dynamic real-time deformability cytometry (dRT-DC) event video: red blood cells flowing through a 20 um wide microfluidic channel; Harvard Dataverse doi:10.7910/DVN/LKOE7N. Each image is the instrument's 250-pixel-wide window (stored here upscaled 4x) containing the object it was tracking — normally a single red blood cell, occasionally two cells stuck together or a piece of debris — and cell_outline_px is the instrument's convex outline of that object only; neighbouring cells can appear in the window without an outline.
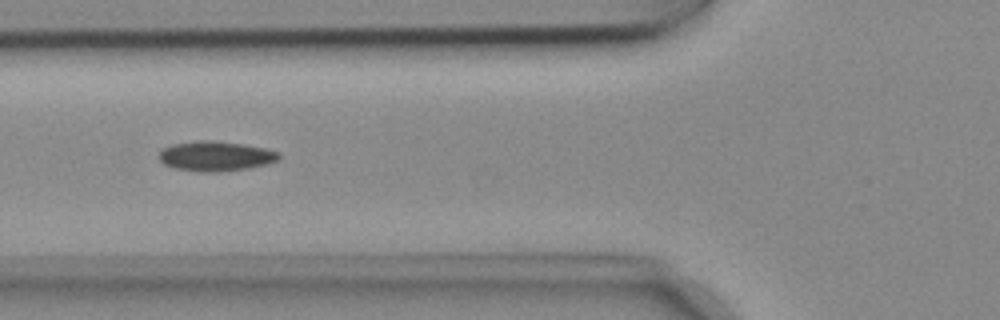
{"species": "common noctule bat (a hibernating species)", "species_latin": "Nyctalus noctula", "temperature_condition": "cold", "stored_images_in_passage": 19, "camera_frame_rate_fps": 3000, "um_per_image_px": 0.085, "animal": {"sex": "female", "body_mass_g": 18.4}, "frame": {"image": 1, "passage_image": 9, "time_ms": 2.667, "image_size_px": [1000, 320], "cell_outline_px": [[280, 160], [268, 164], [248, 168], [220, 172], [200, 172], [176, 168], [164, 164], [160, 160], [160, 152], [164, 148], [172, 144], [200, 140], [216, 140], [244, 144], [264, 148], [280, 152]], "centroid_in_image_um": [18.38, 13.27], "position_along_channel_um": 107.4, "area_um2": 20.98}}
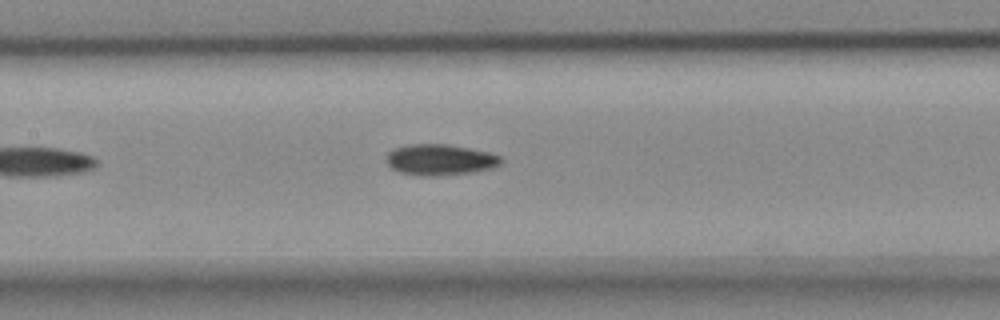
{"frame": {"image": 2, "passage_image": 14, "time_ms": 4.333, "image_size_px": [1000, 320], "cell_outline_px": [[504, 160], [500, 164], [492, 168], [472, 172], [440, 176], [424, 176], [400, 172], [392, 168], [388, 164], [388, 152], [396, 148], [412, 144], [444, 144], [468, 148], [488, 152], [500, 156]], "centroid_in_image_um": [37.44, 13.59], "position_along_channel_um": 170.0, "area_um2": 20.46}}